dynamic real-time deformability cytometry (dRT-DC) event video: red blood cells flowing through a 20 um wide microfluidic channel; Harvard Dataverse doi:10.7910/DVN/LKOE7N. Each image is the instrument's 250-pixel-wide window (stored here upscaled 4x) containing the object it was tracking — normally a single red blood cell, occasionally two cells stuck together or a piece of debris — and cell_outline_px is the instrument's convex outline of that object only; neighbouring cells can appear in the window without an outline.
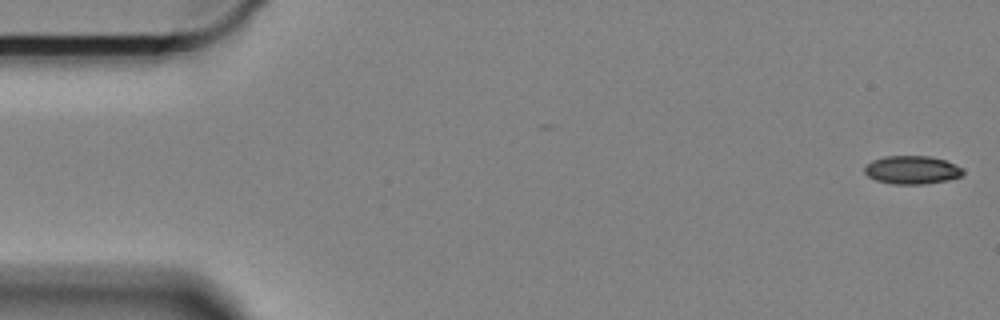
{"species": "Egyptian fruit bat (a non-hibernating species)", "species_latin": "Rousettus aegyptiacus", "temperature_condition": "cold", "stored_images_in_passage": 57, "camera_frame_rate_fps": 3000, "um_per_image_px": 0.085, "animal": {"sex": "female"}, "frame": {"image": 1, "passage_image": 1, "time_ms": 0.0, "image_size_px": [1000, 320], "cell_outline_px": [[964, 172], [960, 176], [948, 180], [924, 184], [892, 184], [876, 180], [868, 176], [864, 172], [864, 164], [872, 160], [884, 156], [928, 156], [944, 160], [956, 164], [964, 168]], "centroid_in_image_um": [77.5, 14.44], "position_along_channel_um": 7.5, "area_um2": 16.36}}
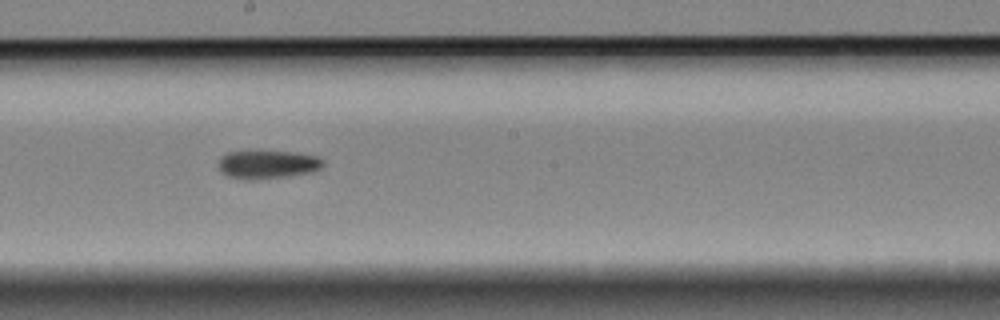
{"frame": {"image": 2, "passage_image": 32, "time_ms": 10.333, "image_size_px": [1000, 320], "cell_outline_px": [[324, 164], [316, 172], [288, 176], [252, 180], [244, 180], [228, 176], [220, 172], [216, 164], [220, 156], [228, 152], [296, 152], [320, 156], [324, 160]], "centroid_in_image_um": [22.75, 13.99], "position_along_channel_um": 225.5, "area_um2": 17.63}}
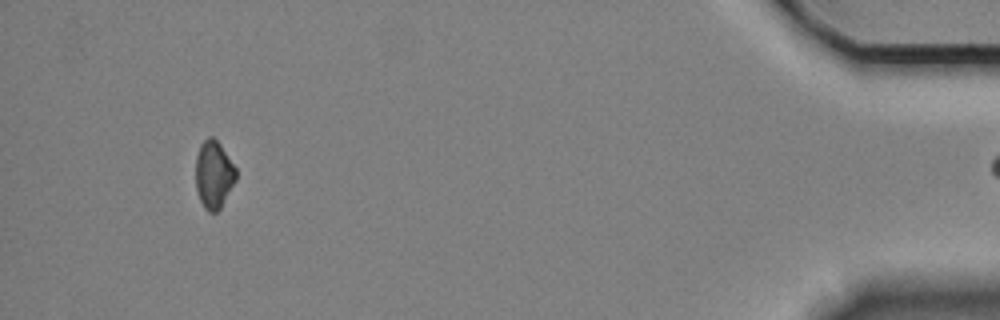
{"frame": {"image": 3, "passage_image": 56, "time_ms": 18.333, "image_size_px": [1000, 320], "cell_outline_px": [[236, 180], [220, 208], [216, 212], [208, 212], [204, 208], [200, 200], [196, 188], [196, 156], [200, 144], [208, 136], [212, 136], [220, 144], [236, 168]], "centroid_in_image_um": [18.16, 14.83], "position_along_channel_um": 417.0, "area_um2": 15.84}}